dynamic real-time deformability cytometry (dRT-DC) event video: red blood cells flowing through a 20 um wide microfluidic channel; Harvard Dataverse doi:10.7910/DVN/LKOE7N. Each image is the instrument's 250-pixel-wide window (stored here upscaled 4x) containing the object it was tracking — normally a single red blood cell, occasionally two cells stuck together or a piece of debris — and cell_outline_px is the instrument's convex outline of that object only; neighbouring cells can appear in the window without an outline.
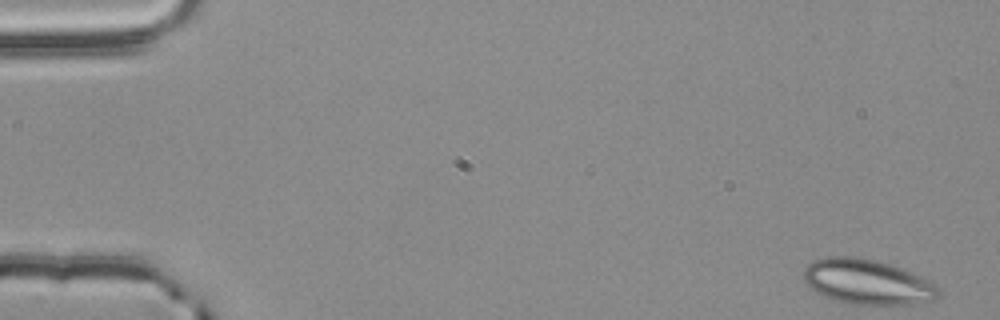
{"species": "common noctule bat (a hibernating species)", "species_latin": "Nyctalus noctula", "temperature_condition": "room temperature", "stored_images_in_passage": 54, "camera_frame_rate_fps": 3000, "um_per_image_px": 0.085, "animal": {"sex": "male", "body_mass_g": 20.4}, "frame": {"image": 1, "passage_image": 1, "time_ms": 0.0, "image_size_px": [1000, 320], "cell_outline_px": [[940, 292], [932, 300], [912, 304], [852, 304], [832, 300], [808, 288], [804, 280], [804, 268], [812, 260], [828, 256], [860, 256], [892, 264], [920, 276], [936, 284]], "centroid_in_image_um": [73.67, 23.94], "position_along_channel_um": 11.3, "area_um2": 35.66}}
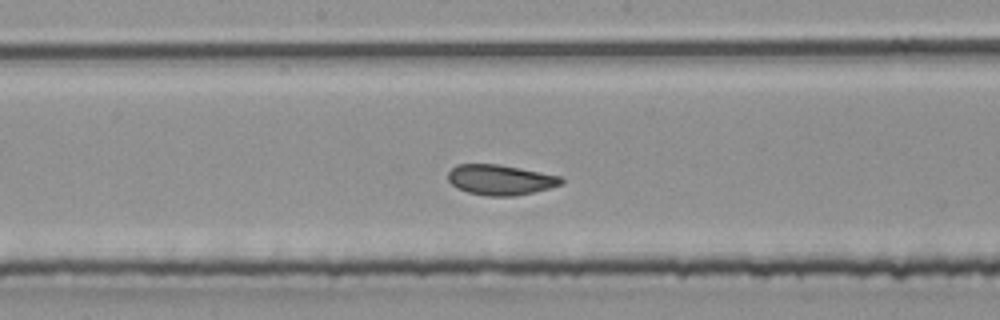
{"frame": {"image": 2, "passage_image": 28, "time_ms": 9.0, "image_size_px": [1000, 320], "cell_outline_px": [[564, 184], [532, 192], [512, 196], [484, 196], [468, 192], [456, 188], [448, 180], [448, 172], [456, 164], [496, 164], [520, 168], [560, 176], [564, 180]], "centroid_in_image_um": [42.51, 15.28], "position_along_channel_um": 205.7, "area_um2": 19.94}}
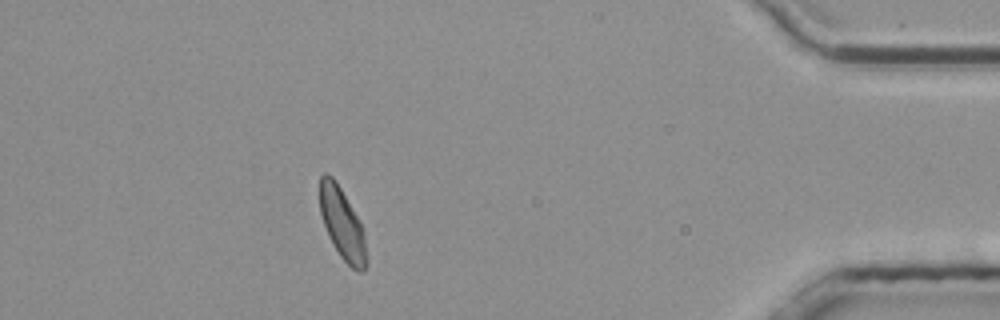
{"frame": {"image": 3, "passage_image": 48, "time_ms": 15.667, "image_size_px": [1000, 320], "cell_outline_px": [[368, 264], [364, 272], [356, 272], [340, 256], [328, 236], [320, 212], [320, 176], [324, 172], [328, 172], [336, 180], [356, 216], [360, 224], [364, 236], [368, 260]], "centroid_in_image_um": [29.09, 19.06], "position_along_channel_um": 406.1, "area_um2": 19.31}, "authors_computed_cell_mechanics": {"area_um2": 20.2011, "velocity_mm_per_s": 3.7989, "shape_relaxation_time_tau1_ms": null, "shape_relaxation_time_tau2_ms": 1.3352, "deformation_change_tau1": null, "deformation_change_tau2": 0.0701}}